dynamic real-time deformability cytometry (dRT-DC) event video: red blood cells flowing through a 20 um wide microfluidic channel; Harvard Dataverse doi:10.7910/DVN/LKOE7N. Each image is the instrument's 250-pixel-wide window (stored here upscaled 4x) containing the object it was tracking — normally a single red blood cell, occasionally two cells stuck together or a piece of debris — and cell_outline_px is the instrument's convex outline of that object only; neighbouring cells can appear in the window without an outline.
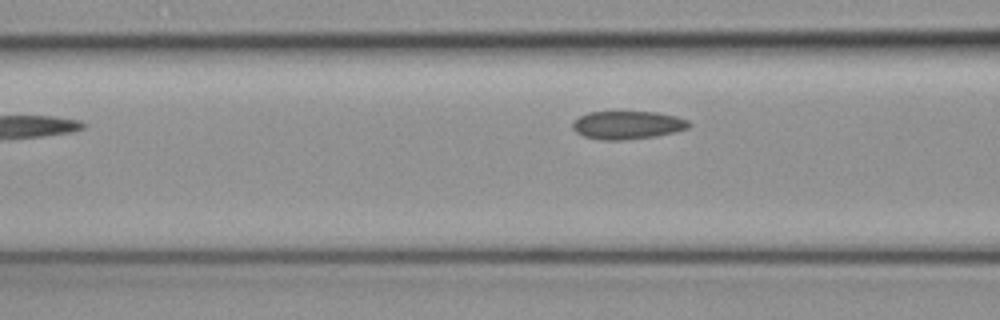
{"species": "common noctule bat (a hibernating species)", "species_latin": "Nyctalus noctula", "temperature_condition": "cold", "stored_images_in_passage": 4, "segment_of_instrument_passage": [1, 2], "camera_frame_rate_fps": 3000, "um_per_image_px": 0.085, "animal": {"sex": "female", "body_mass_g": 19.3, "forearm_length_mm": 54.1}, "frame": {"image": 1, "passage_image": 3, "time_ms": 0.667, "image_size_px": [1000, 320], "cell_outline_px": [[692, 124], [688, 128], [676, 132], [656, 136], [620, 140], [604, 140], [584, 136], [576, 132], [572, 128], [572, 120], [588, 112], [656, 112], [676, 116], [688, 120]], "centroid_in_image_um": [53.34, 10.62], "position_along_channel_um": 113.3, "area_um2": 19.13}}